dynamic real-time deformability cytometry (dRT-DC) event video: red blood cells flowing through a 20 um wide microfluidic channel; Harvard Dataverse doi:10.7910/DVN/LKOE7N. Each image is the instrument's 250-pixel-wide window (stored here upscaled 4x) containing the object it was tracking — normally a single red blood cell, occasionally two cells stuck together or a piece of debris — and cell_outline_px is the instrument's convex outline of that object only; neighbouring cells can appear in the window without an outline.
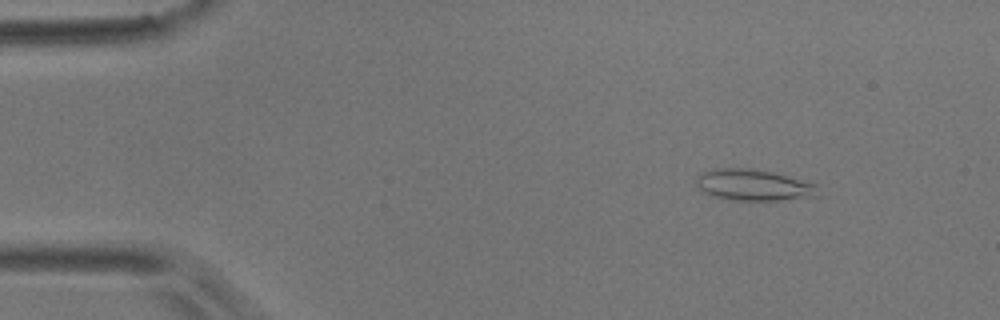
{"species": "common noctule bat (a hibernating species)", "species_latin": "Nyctalus noctula", "temperature_condition": "room temperature", "stored_images_in_passage": 5, "camera_frame_rate_fps": 3000, "um_per_image_px": 0.085, "animal": {"sex": "male", "body_mass_g": 17.9}, "frame": {"image": 1, "passage_image": 2, "time_ms": 1.333, "image_size_px": [1000, 320], "cell_outline_px": [[820, 196], [780, 200], [728, 200], [712, 196], [704, 192], [696, 184], [696, 176], [704, 172], [716, 168], [752, 168], [772, 172], [816, 184]], "centroid_in_image_um": [64.04, 15.73], "position_along_channel_um": 21.0, "area_um2": 22.2}}